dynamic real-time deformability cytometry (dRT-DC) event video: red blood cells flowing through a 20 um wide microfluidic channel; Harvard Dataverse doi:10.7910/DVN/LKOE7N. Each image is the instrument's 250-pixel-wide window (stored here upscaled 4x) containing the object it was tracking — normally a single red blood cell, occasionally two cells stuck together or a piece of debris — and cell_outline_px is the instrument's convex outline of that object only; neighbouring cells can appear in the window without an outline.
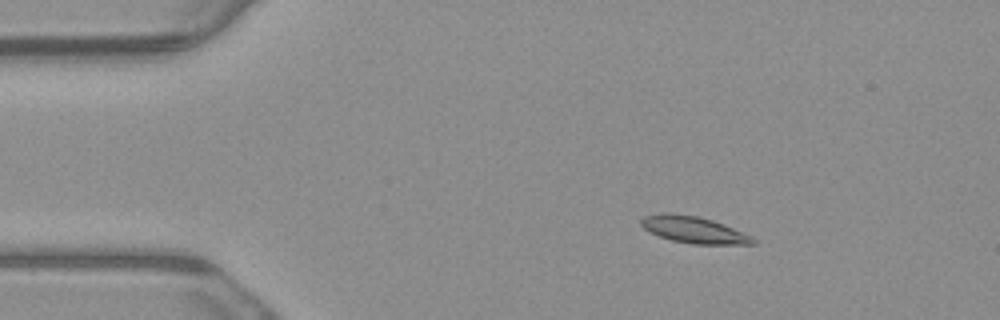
{"species": "common noctule bat (a hibernating species)", "species_latin": "Nyctalus noctula", "temperature_condition": "warm", "stored_images_in_passage": 3, "camera_frame_rate_fps": 3000, "um_per_image_px": 0.085, "animal": {"sex": "male", "body_mass_g": 23.1, "forearm_length_mm": 52.7}, "frame": {"image": 1, "passage_image": 1, "time_ms": 0.0, "image_size_px": [1000, 320], "cell_outline_px": [[756, 244], [692, 244], [672, 240], [660, 236], [644, 228], [640, 224], [640, 220], [644, 216], [660, 212], [672, 212], [696, 216], [712, 220], [724, 224], [752, 236], [756, 240]], "centroid_in_image_um": [58.97, 19.51], "position_along_channel_um": 26.0, "area_um2": 17.4}}